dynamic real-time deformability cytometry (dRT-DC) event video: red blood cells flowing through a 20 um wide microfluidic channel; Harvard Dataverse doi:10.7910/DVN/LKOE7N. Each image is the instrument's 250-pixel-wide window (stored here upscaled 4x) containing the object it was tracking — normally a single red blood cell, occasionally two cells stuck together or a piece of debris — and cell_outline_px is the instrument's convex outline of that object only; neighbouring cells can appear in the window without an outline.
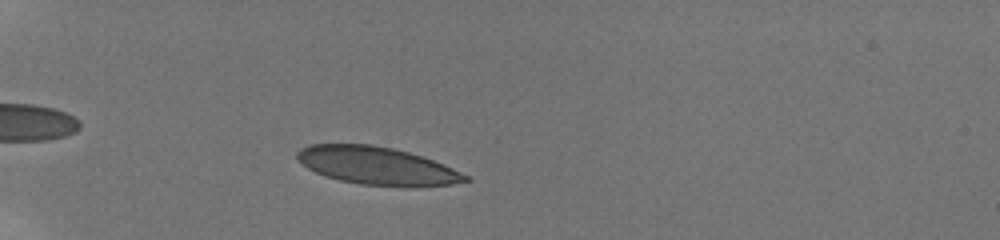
{"species": "human", "species_latin": "Homo sapiens", "temperature_condition": "room temperature", "stored_images_in_passage": 46, "camera_frame_rate_fps": 3000, "um_per_image_px": 0.085, "donor": {"sex": "male"}, "frame": {"image": 1, "passage_image": 8, "time_ms": 2.333, "image_size_px": [1000, 240], "cell_outline_px": [[472, 180], [452, 184], [416, 188], [360, 184], [340, 180], [324, 176], [308, 168], [296, 160], [296, 152], [300, 148], [308, 144], [368, 144], [392, 148], [408, 152], [444, 164], [472, 176]], "centroid_in_image_um": [32.08, 14.11], "position_along_channel_um": 52.9, "area_um2": 37.57}}
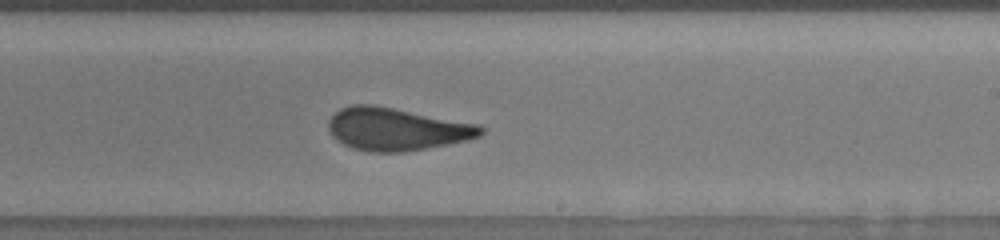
{"frame": {"image": 2, "passage_image": 27, "time_ms": 8.667, "image_size_px": [1000, 240], "cell_outline_px": [[484, 132], [480, 136], [468, 140], [448, 144], [404, 152], [368, 152], [352, 148], [336, 140], [332, 136], [328, 128], [328, 120], [340, 108], [352, 104], [372, 104], [480, 124], [484, 128]], "centroid_in_image_um": [33.7, 10.97], "position_along_channel_um": 255.3, "area_um2": 38.03}}
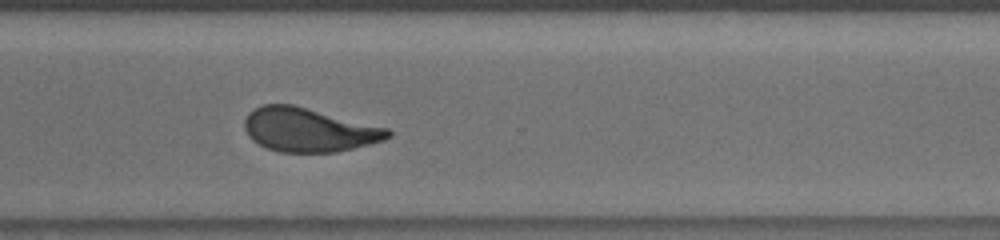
{"frame": {"image": 3, "passage_image": 34, "time_ms": 11.0, "image_size_px": [1000, 240], "cell_outline_px": [[392, 136], [384, 140], [336, 152], [280, 152], [268, 148], [252, 140], [248, 136], [244, 128], [244, 120], [248, 112], [264, 104], [292, 104], [388, 128], [392, 132]], "centroid_in_image_um": [26.23, 11.03], "position_along_channel_um": 344.4, "area_um2": 36.47}, "authors_computed_cell_mechanics": {"area_um2": 37.3966, "velocity_mm_per_s": 3.8203, "shape_relaxation_time_tau1_ms": 5.9183, "shape_relaxation_time_tau2_ms": 0.8326, "deformation_change_tau1": 0.1726, "deformation_change_tau2": 0.0629}}